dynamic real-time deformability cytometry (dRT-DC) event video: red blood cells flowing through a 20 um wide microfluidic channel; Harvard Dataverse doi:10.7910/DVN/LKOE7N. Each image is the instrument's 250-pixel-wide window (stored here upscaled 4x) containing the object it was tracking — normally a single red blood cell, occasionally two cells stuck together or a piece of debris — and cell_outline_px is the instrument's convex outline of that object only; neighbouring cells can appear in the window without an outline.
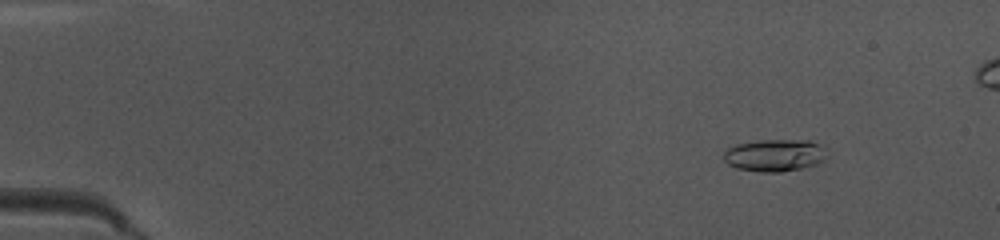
{"species": "common noctule bat (a hibernating species)", "species_latin": "Nyctalus noctula", "temperature_condition": "warm", "stored_images_in_passage": 49, "camera_frame_rate_fps": 3000, "um_per_image_px": 0.085, "animal": {"sex": "female", "body_mass_g": 10.0, "forearm_length_mm": 53.1}, "frame": {"image": 1, "passage_image": 6, "time_ms": 1.667, "image_size_px": [1000, 240], "cell_outline_px": [[828, 148], [824, 160], [816, 164], [800, 168], [780, 172], [760, 172], [736, 168], [728, 164], [724, 160], [724, 152], [728, 148], [740, 144], [756, 140], [808, 140]], "centroid_in_image_um": [65.87, 13.2], "position_along_channel_um": 19.1, "area_um2": 19.36}}
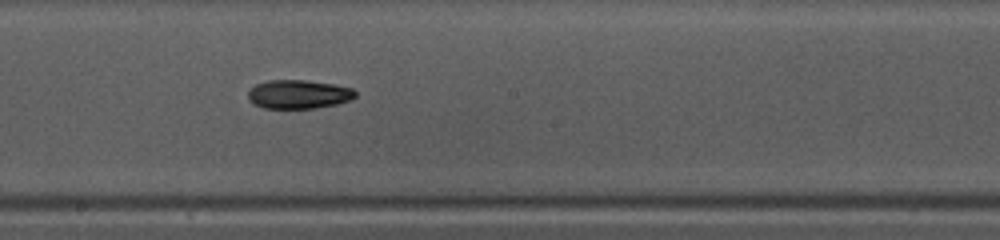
{"frame": {"image": 2, "passage_image": 28, "time_ms": 9.0, "image_size_px": [1000, 240], "cell_outline_px": [[356, 96], [352, 100], [336, 104], [316, 108], [264, 108], [252, 104], [248, 100], [248, 92], [256, 84], [268, 80], [304, 80], [336, 84], [352, 88], [356, 92]], "centroid_in_image_um": [25.39, 8.01], "position_along_channel_um": 222.8, "area_um2": 18.15}}
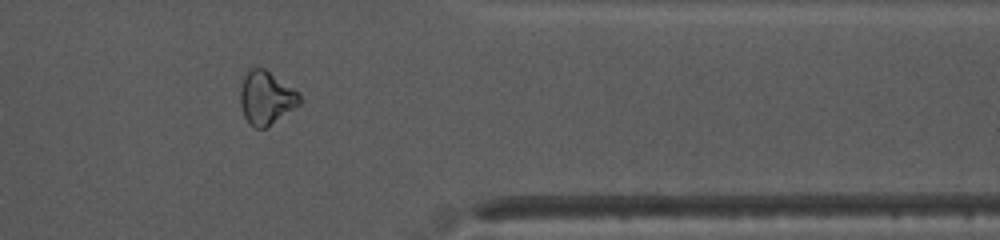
{"frame": {"image": 3, "passage_image": 41, "time_ms": 13.333, "image_size_px": [1000, 240], "cell_outline_px": [[300, 104], [268, 128], [256, 128], [248, 124], [244, 116], [240, 104], [240, 88], [244, 76], [252, 68], [264, 68], [300, 92]], "centroid_in_image_um": [22.63, 8.34], "position_along_channel_um": 388.8, "area_um2": 18.61}}